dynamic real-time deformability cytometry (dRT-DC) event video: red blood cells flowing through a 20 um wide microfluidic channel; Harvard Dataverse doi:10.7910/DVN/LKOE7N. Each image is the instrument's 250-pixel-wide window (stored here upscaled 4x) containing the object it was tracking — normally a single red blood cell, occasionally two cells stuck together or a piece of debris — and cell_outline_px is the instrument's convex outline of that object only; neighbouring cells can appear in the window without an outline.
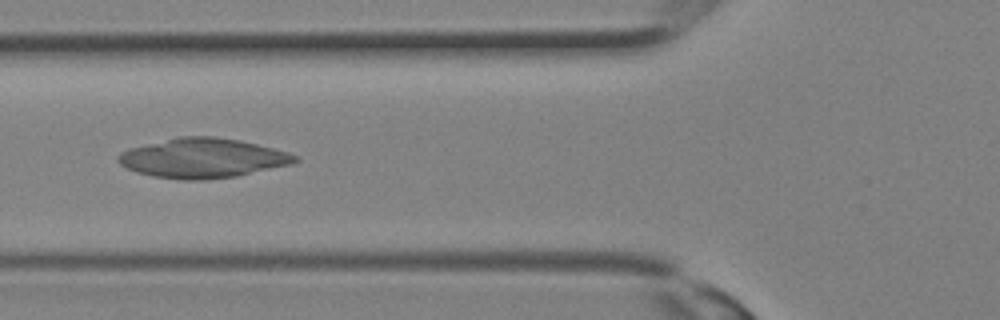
{"species": "Egyptian fruit bat (a non-hibernating species)", "species_latin": "Rousettus aegyptiacus", "temperature_condition": "room temperature", "stored_images_in_passage": 15, "camera_frame_rate_fps": 3000, "um_per_image_px": 0.085, "animal": {"sex": "female"}, "frame": {"image": 1, "passage_image": 4, "time_ms": 1.0, "image_size_px": [1000, 320], "cell_outline_px": [[300, 160], [292, 164], [236, 176], [204, 180], [184, 180], [152, 176], [136, 172], [120, 164], [116, 160], [116, 156], [120, 152], [128, 148], [176, 136], [216, 136], [240, 140], [288, 152], [300, 156]], "centroid_in_image_um": [17.21, 13.43], "position_along_channel_um": 108.6, "area_um2": 41.1}}
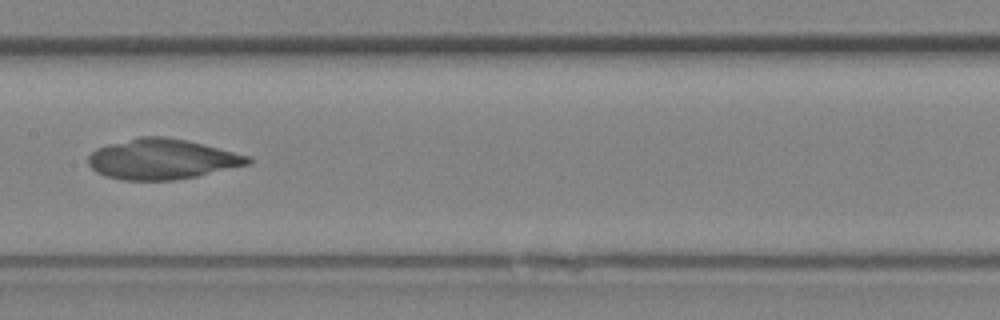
{"frame": {"image": 2, "passage_image": 8, "time_ms": 2.333, "image_size_px": [1000, 320], "cell_outline_px": [[252, 164], [196, 176], [172, 180], [120, 180], [104, 176], [96, 172], [88, 164], [88, 156], [96, 148], [108, 144], [140, 136], [164, 136], [188, 140], [252, 156]], "centroid_in_image_um": [13.79, 13.52], "position_along_channel_um": 193.6, "area_um2": 37.86}}
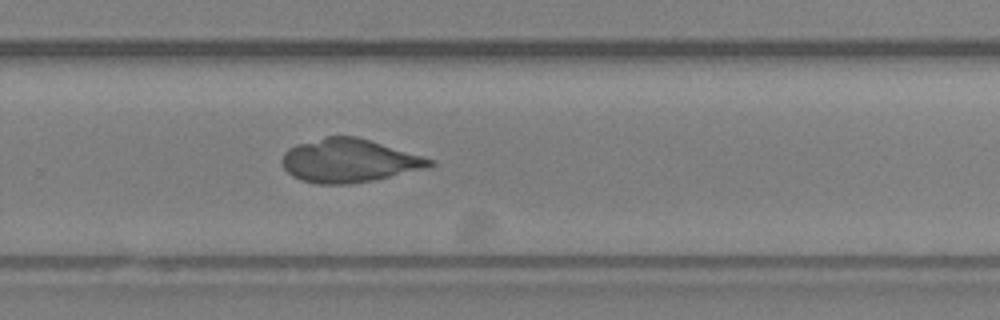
{"frame": {"image": 3, "passage_image": 13, "time_ms": 4.0, "image_size_px": [1000, 320], "cell_outline_px": [[436, 164], [428, 168], [372, 180], [348, 184], [320, 184], [300, 180], [292, 176], [284, 168], [280, 160], [284, 152], [288, 148], [296, 144], [324, 136], [356, 136], [436, 160]], "centroid_in_image_um": [29.65, 13.65], "position_along_channel_um": 300.2, "area_um2": 37.45}}